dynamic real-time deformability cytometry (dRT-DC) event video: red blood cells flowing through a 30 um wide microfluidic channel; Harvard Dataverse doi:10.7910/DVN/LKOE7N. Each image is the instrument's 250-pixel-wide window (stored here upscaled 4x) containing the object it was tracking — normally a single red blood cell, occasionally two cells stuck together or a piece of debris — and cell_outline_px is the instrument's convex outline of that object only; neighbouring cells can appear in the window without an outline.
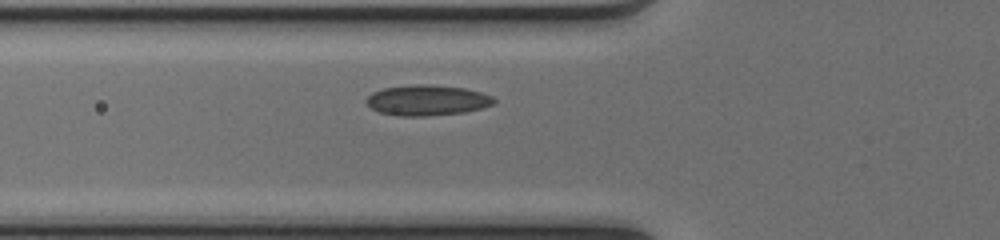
{"species": "common noctule bat (a hibernating species)", "species_latin": "Nyctalus noctula", "temperature_condition": "cold", "stored_images_in_passage": 35, "camera_frame_rate_fps": 3000, "um_per_image_px": 0.085, "animal": {"sex": "female", "body_mass_g": 17.0, "forearm_length_mm": 48.0}, "frame": {"image": 1, "passage_image": 5, "time_ms": 1.333, "image_size_px": [1000, 240], "cell_outline_px": [[496, 100], [492, 104], [484, 108], [464, 112], [428, 116], [396, 116], [380, 112], [372, 108], [364, 100], [372, 92], [384, 88], [412, 84], [428, 84], [464, 88], [480, 92], [492, 96]], "centroid_in_image_um": [36.3, 8.52], "position_along_channel_um": 89.5, "area_um2": 22.77}}
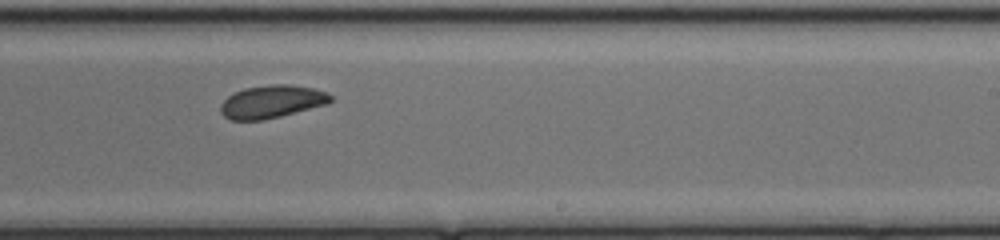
{"frame": {"image": 2, "passage_image": 18, "time_ms": 5.667, "image_size_px": [1000, 240], "cell_outline_px": [[332, 100], [328, 104], [264, 120], [232, 120], [224, 116], [220, 112], [220, 104], [228, 96], [244, 88], [272, 84], [292, 84], [312, 88], [328, 92], [332, 96]], "centroid_in_image_um": [23.11, 8.64], "position_along_channel_um": 265.9, "area_um2": 21.1}}
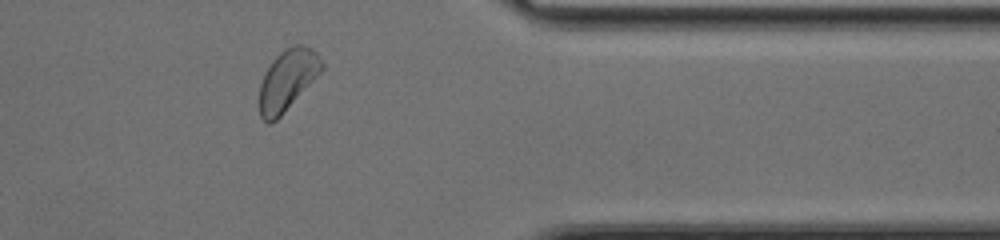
{"frame": {"image": 3, "passage_image": 28, "time_ms": 9.0, "image_size_px": [1000, 240], "cell_outline_px": [[324, 68], [280, 116], [276, 120], [268, 124], [260, 116], [260, 84], [264, 72], [272, 60], [280, 52], [296, 44], [304, 44], [312, 48], [316, 52], [324, 64]], "centroid_in_image_um": [24.43, 6.76], "position_along_channel_um": 387.0, "area_um2": 21.79}}